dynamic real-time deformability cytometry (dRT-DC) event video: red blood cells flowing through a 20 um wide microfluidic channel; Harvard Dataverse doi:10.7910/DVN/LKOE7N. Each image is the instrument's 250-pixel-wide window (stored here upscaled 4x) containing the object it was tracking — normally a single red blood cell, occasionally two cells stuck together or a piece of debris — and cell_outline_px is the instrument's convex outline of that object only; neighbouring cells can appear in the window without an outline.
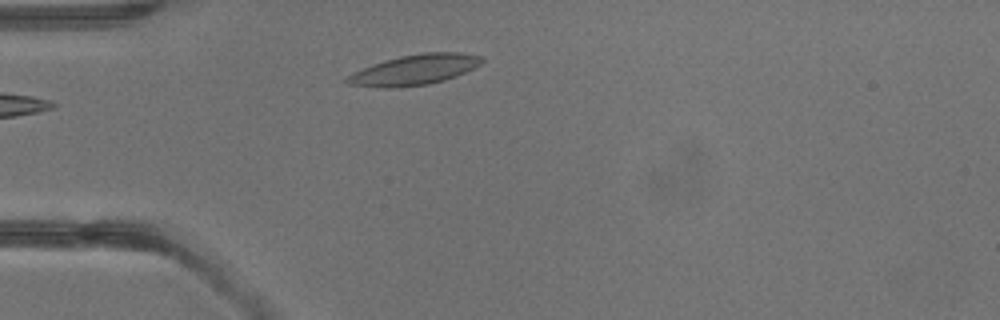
{"species": "common noctule bat (a hibernating species)", "species_latin": "Nyctalus noctula", "temperature_condition": "warm", "stored_images_in_passage": 1, "camera_frame_rate_fps": 3000, "um_per_image_px": 0.085, "animal": {"sex": "male", "body_mass_g": 13.3}, "frame": {"image": 1, "passage_image": 1, "time_ms": 0.0, "image_size_px": [1000, 320], "cell_outline_px": [[484, 60], [480, 64], [456, 76], [444, 80], [428, 84], [396, 88], [384, 88], [348, 84], [344, 80], [348, 76], [364, 68], [400, 56], [424, 52], [460, 52], [484, 56]], "centroid_in_image_um": [35.29, 5.93], "position_along_channel_um": 49.7, "area_um2": 23.47}}